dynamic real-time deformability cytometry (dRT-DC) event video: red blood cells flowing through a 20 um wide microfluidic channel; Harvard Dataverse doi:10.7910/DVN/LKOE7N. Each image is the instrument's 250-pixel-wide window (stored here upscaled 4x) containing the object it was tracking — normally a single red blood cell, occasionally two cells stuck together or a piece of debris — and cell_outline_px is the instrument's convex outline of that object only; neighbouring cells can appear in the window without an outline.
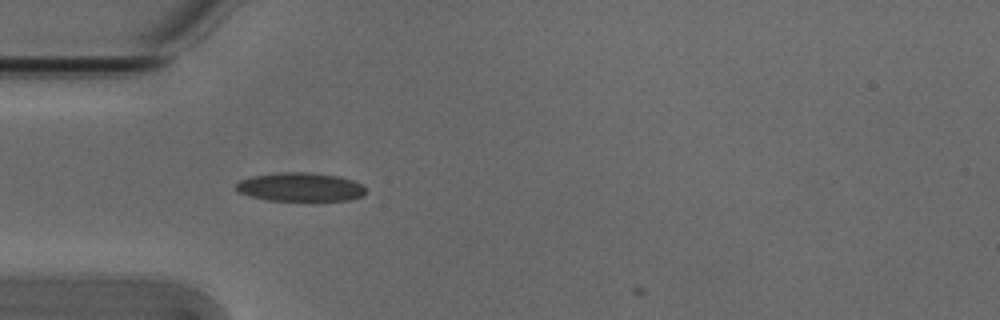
{"species": "Egyptian fruit bat (a non-hibernating species)", "species_latin": "Rousettus aegyptiacus", "temperature_condition": "cold", "stored_images_in_passage": 5, "camera_frame_rate_fps": 3000, "um_per_image_px": 0.085, "animal": {"sex": "male"}, "frame": {"image": 1, "passage_image": 4, "time_ms": 1.0, "image_size_px": [1000, 320], "cell_outline_px": [[364, 192], [360, 196], [352, 200], [268, 200], [252, 196], [240, 192], [236, 188], [236, 184], [240, 180], [252, 176], [276, 172], [308, 172], [336, 176], [352, 180], [360, 184], [364, 188]], "centroid_in_image_um": [25.5, 15.88], "position_along_channel_um": 59.5, "area_um2": 21.33}}
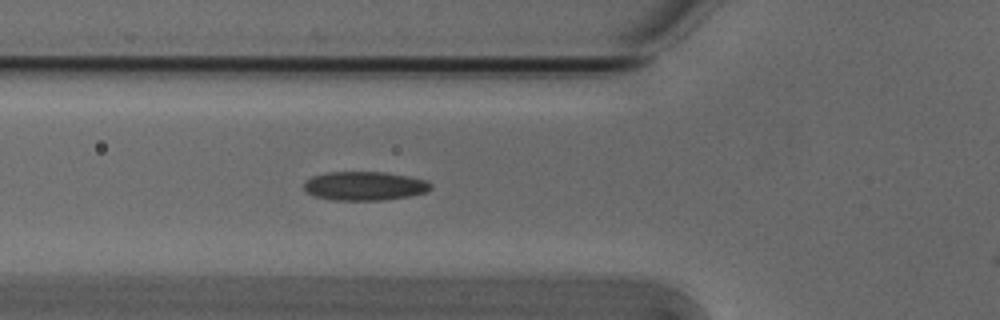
{"frame": {"image": 2, "passage_image": 5, "time_ms": 1.333, "image_size_px": [1000, 320], "cell_outline_px": [[432, 188], [428, 192], [412, 196], [384, 200], [332, 200], [316, 196], [304, 192], [304, 184], [312, 176], [328, 172], [384, 172], [408, 176], [428, 180], [432, 184]], "centroid_in_image_um": [31.04, 15.81], "position_along_channel_um": 94.8, "area_um2": 21.56}}